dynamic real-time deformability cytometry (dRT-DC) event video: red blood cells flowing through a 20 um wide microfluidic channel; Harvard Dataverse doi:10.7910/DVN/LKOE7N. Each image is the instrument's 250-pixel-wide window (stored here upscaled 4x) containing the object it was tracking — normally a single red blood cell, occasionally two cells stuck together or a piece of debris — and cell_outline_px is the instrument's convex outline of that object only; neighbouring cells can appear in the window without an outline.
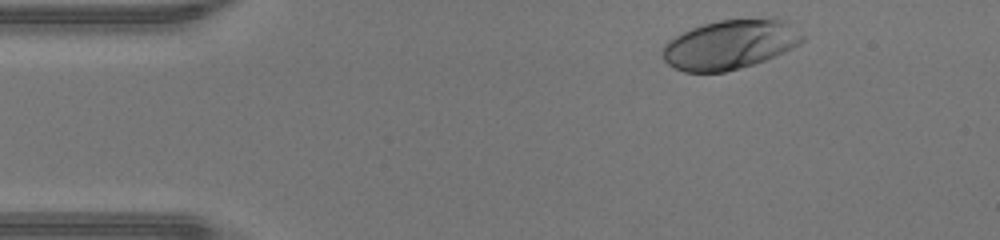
{"species": "human", "species_latin": "Homo sapiens", "temperature_condition": "warm", "stored_images_in_passage": 35, "camera_frame_rate_fps": 3000, "um_per_image_px": 0.085, "donor": {"sex": "male"}, "frame": {"image": 1, "passage_image": 2, "time_ms": 0.333, "image_size_px": [1000, 240], "cell_outline_px": [[804, 40], [800, 44], [776, 56], [740, 68], [724, 72], [684, 72], [668, 64], [664, 60], [660, 52], [664, 44], [668, 40], [692, 28], [704, 24], [720, 20], [776, 16], [784, 20], [804, 36]], "centroid_in_image_um": [62.06, 3.77], "position_along_channel_um": 22.9, "area_um2": 40.52}}
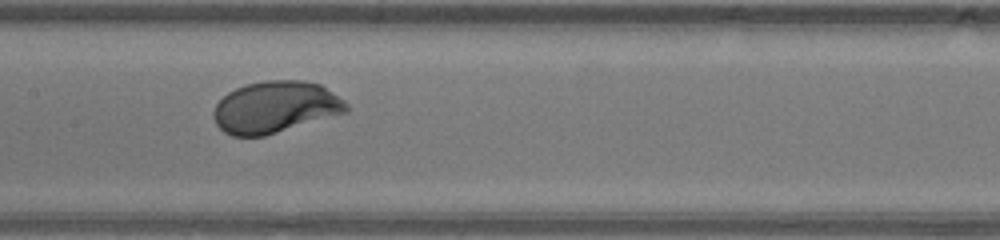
{"frame": {"image": 2, "passage_image": 18, "time_ms": 5.667, "image_size_px": [1000, 240], "cell_outline_px": [[348, 112], [264, 136], [232, 136], [224, 132], [216, 124], [212, 116], [212, 112], [216, 104], [228, 92], [236, 88], [248, 84], [264, 80], [300, 80], [320, 84], [344, 100], [348, 104]], "centroid_in_image_um": [23.39, 9.11], "position_along_channel_um": 184.0, "area_um2": 40.0}}
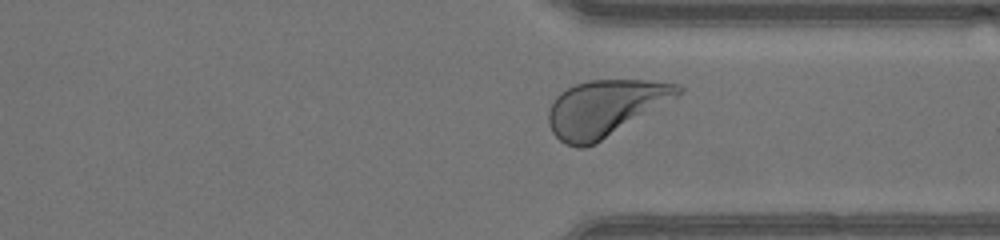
{"frame": {"image": 3, "passage_image": 30, "time_ms": 9.667, "image_size_px": [1000, 240], "cell_outline_px": [[684, 92], [596, 144], [584, 148], [576, 148], [564, 144], [552, 132], [548, 124], [548, 108], [556, 96], [560, 92], [576, 84], [588, 80], [648, 80], [680, 84], [684, 88]], "centroid_in_image_um": [51.41, 9.2], "position_along_channel_um": 360.0, "area_um2": 42.54}, "authors_computed_cell_mechanics": {"area_um2": 39.882, "velocity_mm_per_s": 4.4109, "shape_relaxation_time_tau1_ms": 1.6959, "shape_relaxation_time_tau2_ms": null, "deformation_change_tau1": 0.1556, "deformation_change_tau2": null}}